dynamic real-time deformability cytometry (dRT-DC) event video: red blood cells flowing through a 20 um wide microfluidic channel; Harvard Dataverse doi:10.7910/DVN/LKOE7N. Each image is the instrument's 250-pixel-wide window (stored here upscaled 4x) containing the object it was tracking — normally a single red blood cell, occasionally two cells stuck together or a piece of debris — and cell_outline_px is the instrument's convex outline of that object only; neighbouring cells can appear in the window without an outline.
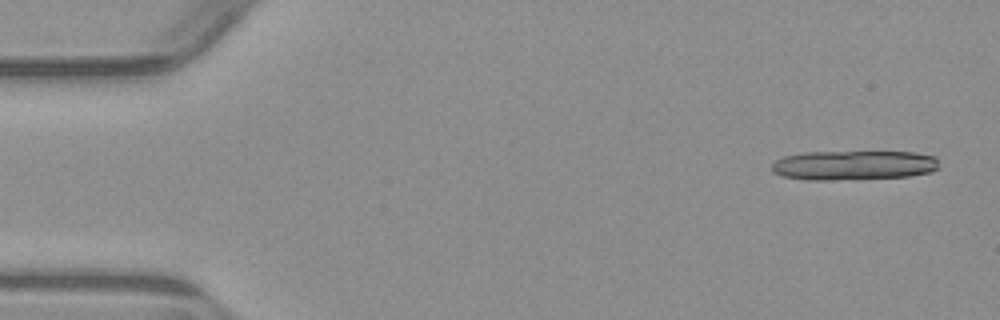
{"species": "common noctule bat (a hibernating species)", "species_latin": "Nyctalus noctula", "temperature_condition": "warm", "stored_images_in_passage": 5, "camera_frame_rate_fps": 3000, "um_per_image_px": 0.085, "animal": {"sex": "male", "body_mass_g": 23.1, "forearm_length_mm": 52.7}, "frame": {"image": 1, "passage_image": 1, "time_ms": 0.0, "image_size_px": [1000, 320], "cell_outline_px": [[940, 168], [932, 172], [908, 176], [832, 180], [804, 180], [784, 176], [772, 172], [772, 164], [776, 160], [784, 156], [800, 152], [916, 152], [936, 156]], "centroid_in_image_um": [72.57, 14.04], "position_along_channel_um": 12.4, "area_um2": 29.02}}
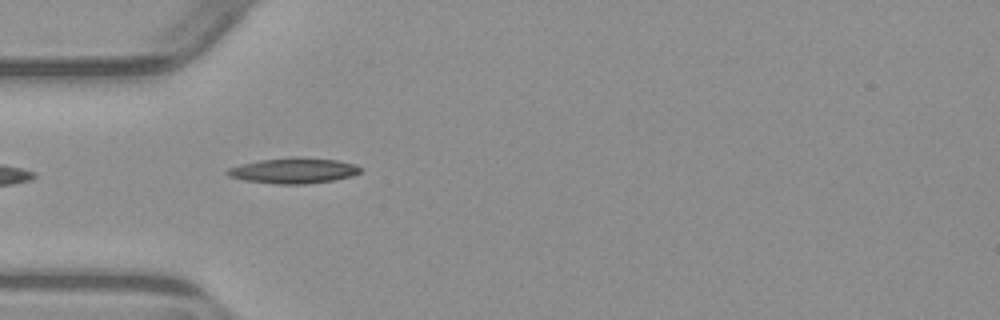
{"frame": {"image": 2, "passage_image": 4, "time_ms": 4.667, "image_size_px": [1000, 320], "cell_outline_px": [[360, 172], [352, 176], [332, 180], [304, 184], [276, 184], [244, 180], [228, 176], [224, 172], [228, 168], [240, 164], [260, 160], [292, 156], [300, 156], [336, 160], [356, 164], [360, 168]], "centroid_in_image_um": [24.92, 14.49], "position_along_channel_um": 60.1, "area_um2": 19.94}}
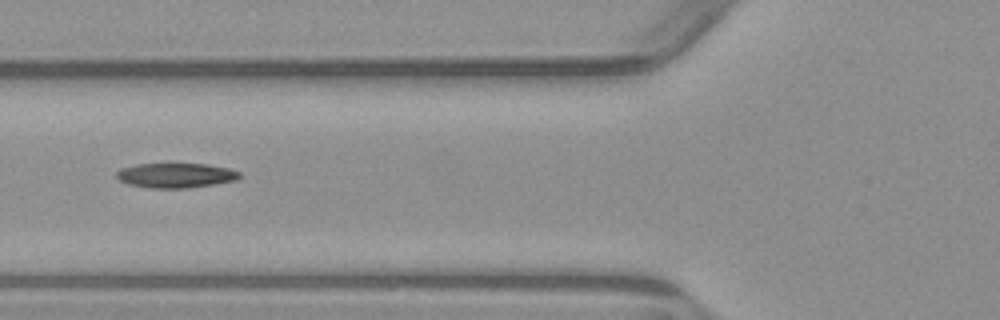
{"frame": {"image": 3, "passage_image": 5, "time_ms": 6.0, "image_size_px": [1000, 320], "cell_outline_px": [[240, 176], [236, 180], [216, 184], [188, 188], [152, 188], [128, 184], [120, 180], [116, 176], [116, 172], [120, 168], [136, 164], [172, 160], [208, 164], [228, 168], [240, 172]], "centroid_in_image_um": [14.92, 14.85], "position_along_channel_um": 110.9, "area_um2": 18.79}}